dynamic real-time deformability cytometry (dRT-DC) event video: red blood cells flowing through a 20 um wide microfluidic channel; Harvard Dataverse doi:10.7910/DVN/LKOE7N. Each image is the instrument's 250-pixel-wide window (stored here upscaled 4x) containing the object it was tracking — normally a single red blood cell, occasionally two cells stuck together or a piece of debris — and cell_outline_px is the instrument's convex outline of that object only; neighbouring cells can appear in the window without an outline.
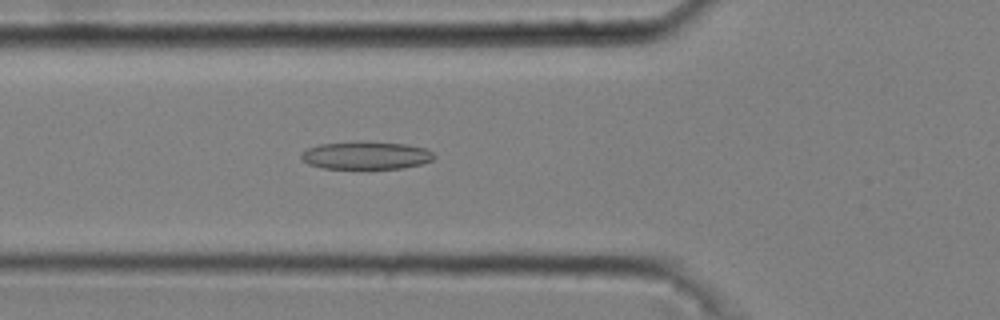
{"species": "common noctule bat (a hibernating species)", "species_latin": "Nyctalus noctula", "temperature_condition": "cold", "stored_images_in_passage": 52, "camera_frame_rate_fps": 3000, "um_per_image_px": 0.085, "animal": {"sex": "male", "body_mass_g": 20.4}, "frame": {"image": 1, "passage_image": 19, "time_ms": 6.0, "image_size_px": [1000, 320], "cell_outline_px": [[436, 156], [432, 160], [420, 164], [404, 168], [324, 168], [308, 164], [300, 156], [308, 148], [320, 144], [356, 140], [360, 140], [408, 144], [428, 148]], "centroid_in_image_um": [31.16, 13.18], "position_along_channel_um": 94.6, "area_um2": 21.79}}
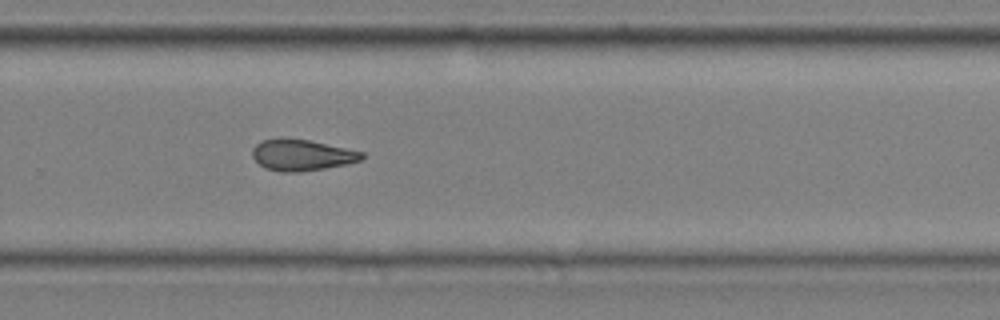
{"frame": {"image": 2, "passage_image": 36, "time_ms": 11.667, "image_size_px": [1000, 320], "cell_outline_px": [[364, 156], [360, 160], [344, 164], [324, 168], [300, 172], [280, 172], [264, 168], [252, 156], [252, 148], [260, 140], [280, 136], [308, 140], [364, 152]], "centroid_in_image_um": [25.58, 13.16], "position_along_channel_um": 304.2, "area_um2": 20.06}}
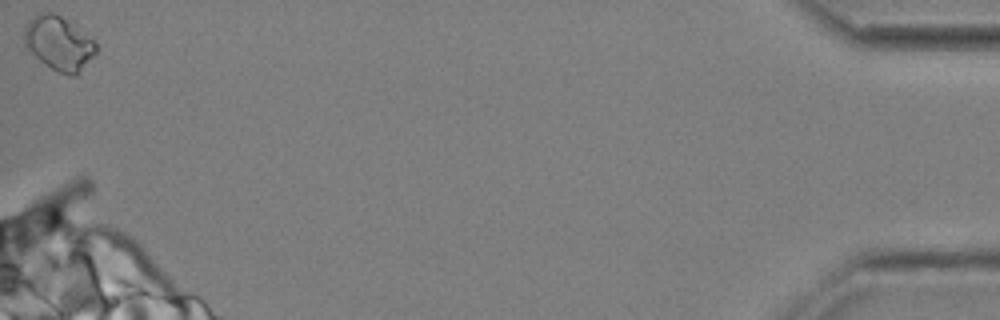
{"frame": {"image": 3, "passage_image": 52, "time_ms": 17.0, "image_size_px": [1000, 320], "cell_outline_px": [[96, 56], [76, 76], [72, 76], [56, 72], [44, 64], [24, 44], [24, 28], [28, 20], [32, 16], [44, 12], [52, 12], [60, 16], [92, 40], [96, 44]], "centroid_in_image_um": [4.99, 3.72], "position_along_channel_um": 430.2, "area_um2": 22.37}, "authors_computed_cell_mechanics": {"area_um2": 20.2878, "velocity_mm_per_s": 3.6938, "shape_relaxation_time_tau1_ms": null, "shape_relaxation_time_tau2_ms": 3.7316, "deformation_change_tau1": null, "deformation_change_tau2": 0.1175}}